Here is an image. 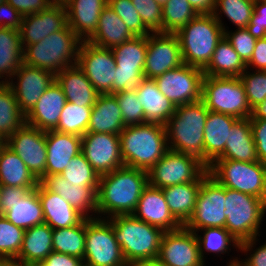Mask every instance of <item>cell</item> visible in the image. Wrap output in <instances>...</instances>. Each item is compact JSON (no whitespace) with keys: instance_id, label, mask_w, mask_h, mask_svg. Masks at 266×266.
Instances as JSON below:
<instances>
[{"instance_id":"1","label":"cell","mask_w":266,"mask_h":266,"mask_svg":"<svg viewBox=\"0 0 266 266\" xmlns=\"http://www.w3.org/2000/svg\"><path fill=\"white\" fill-rule=\"evenodd\" d=\"M148 184V171L128 166L101 175L97 190L98 218L133 214Z\"/></svg>"},{"instance_id":"2","label":"cell","mask_w":266,"mask_h":266,"mask_svg":"<svg viewBox=\"0 0 266 266\" xmlns=\"http://www.w3.org/2000/svg\"><path fill=\"white\" fill-rule=\"evenodd\" d=\"M119 137L124 166L149 171L169 150L163 124L126 126Z\"/></svg>"},{"instance_id":"3","label":"cell","mask_w":266,"mask_h":266,"mask_svg":"<svg viewBox=\"0 0 266 266\" xmlns=\"http://www.w3.org/2000/svg\"><path fill=\"white\" fill-rule=\"evenodd\" d=\"M209 110L202 100L176 106L165 124L169 150L193 155L204 162V128Z\"/></svg>"},{"instance_id":"4","label":"cell","mask_w":266,"mask_h":266,"mask_svg":"<svg viewBox=\"0 0 266 266\" xmlns=\"http://www.w3.org/2000/svg\"><path fill=\"white\" fill-rule=\"evenodd\" d=\"M108 220L127 263L157 259L164 234L162 229L139 220L133 214L116 215Z\"/></svg>"},{"instance_id":"5","label":"cell","mask_w":266,"mask_h":266,"mask_svg":"<svg viewBox=\"0 0 266 266\" xmlns=\"http://www.w3.org/2000/svg\"><path fill=\"white\" fill-rule=\"evenodd\" d=\"M81 43L82 40L67 25L63 30L50 34L40 42L27 45L23 50V63L56 75L78 63Z\"/></svg>"},{"instance_id":"6","label":"cell","mask_w":266,"mask_h":266,"mask_svg":"<svg viewBox=\"0 0 266 266\" xmlns=\"http://www.w3.org/2000/svg\"><path fill=\"white\" fill-rule=\"evenodd\" d=\"M183 63L204 69L210 62L224 30L212 13H199L176 33Z\"/></svg>"},{"instance_id":"7","label":"cell","mask_w":266,"mask_h":266,"mask_svg":"<svg viewBox=\"0 0 266 266\" xmlns=\"http://www.w3.org/2000/svg\"><path fill=\"white\" fill-rule=\"evenodd\" d=\"M225 196V229L239 242L262 235L259 230L265 220L266 202L226 187Z\"/></svg>"},{"instance_id":"8","label":"cell","mask_w":266,"mask_h":266,"mask_svg":"<svg viewBox=\"0 0 266 266\" xmlns=\"http://www.w3.org/2000/svg\"><path fill=\"white\" fill-rule=\"evenodd\" d=\"M208 172L220 185L263 199L266 202V165L261 162H241L216 159Z\"/></svg>"},{"instance_id":"9","label":"cell","mask_w":266,"mask_h":266,"mask_svg":"<svg viewBox=\"0 0 266 266\" xmlns=\"http://www.w3.org/2000/svg\"><path fill=\"white\" fill-rule=\"evenodd\" d=\"M201 100L212 112L228 114L238 119L251 116L252 110L240 77L204 76Z\"/></svg>"},{"instance_id":"10","label":"cell","mask_w":266,"mask_h":266,"mask_svg":"<svg viewBox=\"0 0 266 266\" xmlns=\"http://www.w3.org/2000/svg\"><path fill=\"white\" fill-rule=\"evenodd\" d=\"M208 173V166L199 158L168 150L148 171V181L150 186L163 189L177 184L202 182Z\"/></svg>"},{"instance_id":"11","label":"cell","mask_w":266,"mask_h":266,"mask_svg":"<svg viewBox=\"0 0 266 266\" xmlns=\"http://www.w3.org/2000/svg\"><path fill=\"white\" fill-rule=\"evenodd\" d=\"M83 262L88 266H124L127 264L108 219L86 218Z\"/></svg>"},{"instance_id":"12","label":"cell","mask_w":266,"mask_h":266,"mask_svg":"<svg viewBox=\"0 0 266 266\" xmlns=\"http://www.w3.org/2000/svg\"><path fill=\"white\" fill-rule=\"evenodd\" d=\"M116 61L112 94L123 90H136L144 77L147 54V36H134L112 49Z\"/></svg>"},{"instance_id":"13","label":"cell","mask_w":266,"mask_h":266,"mask_svg":"<svg viewBox=\"0 0 266 266\" xmlns=\"http://www.w3.org/2000/svg\"><path fill=\"white\" fill-rule=\"evenodd\" d=\"M225 187L209 173L202 179L192 216L184 225L196 232L206 227L225 228Z\"/></svg>"},{"instance_id":"14","label":"cell","mask_w":266,"mask_h":266,"mask_svg":"<svg viewBox=\"0 0 266 266\" xmlns=\"http://www.w3.org/2000/svg\"><path fill=\"white\" fill-rule=\"evenodd\" d=\"M202 69L187 64L155 77L159 91L174 105H185L201 100Z\"/></svg>"},{"instance_id":"15","label":"cell","mask_w":266,"mask_h":266,"mask_svg":"<svg viewBox=\"0 0 266 266\" xmlns=\"http://www.w3.org/2000/svg\"><path fill=\"white\" fill-rule=\"evenodd\" d=\"M77 65L83 70L97 93L112 94V84L116 74V61L112 49L95 46L82 41Z\"/></svg>"},{"instance_id":"16","label":"cell","mask_w":266,"mask_h":266,"mask_svg":"<svg viewBox=\"0 0 266 266\" xmlns=\"http://www.w3.org/2000/svg\"><path fill=\"white\" fill-rule=\"evenodd\" d=\"M6 146L22 159L38 181L46 175L45 131L25 123L6 139Z\"/></svg>"},{"instance_id":"17","label":"cell","mask_w":266,"mask_h":266,"mask_svg":"<svg viewBox=\"0 0 266 266\" xmlns=\"http://www.w3.org/2000/svg\"><path fill=\"white\" fill-rule=\"evenodd\" d=\"M183 63L180 43L175 33H150L147 36V54L144 77L154 79Z\"/></svg>"},{"instance_id":"18","label":"cell","mask_w":266,"mask_h":266,"mask_svg":"<svg viewBox=\"0 0 266 266\" xmlns=\"http://www.w3.org/2000/svg\"><path fill=\"white\" fill-rule=\"evenodd\" d=\"M157 260L167 266H206L194 231L184 226L164 232Z\"/></svg>"},{"instance_id":"19","label":"cell","mask_w":266,"mask_h":266,"mask_svg":"<svg viewBox=\"0 0 266 266\" xmlns=\"http://www.w3.org/2000/svg\"><path fill=\"white\" fill-rule=\"evenodd\" d=\"M81 152L99 176L124 166L120 137L113 133L84 134Z\"/></svg>"},{"instance_id":"20","label":"cell","mask_w":266,"mask_h":266,"mask_svg":"<svg viewBox=\"0 0 266 266\" xmlns=\"http://www.w3.org/2000/svg\"><path fill=\"white\" fill-rule=\"evenodd\" d=\"M54 81L55 74L52 72L23 63L8 84L14 92L19 109L26 115Z\"/></svg>"},{"instance_id":"21","label":"cell","mask_w":266,"mask_h":266,"mask_svg":"<svg viewBox=\"0 0 266 266\" xmlns=\"http://www.w3.org/2000/svg\"><path fill=\"white\" fill-rule=\"evenodd\" d=\"M67 25V10L62 6L49 5L45 10L24 16L19 28L23 49L63 30Z\"/></svg>"},{"instance_id":"22","label":"cell","mask_w":266,"mask_h":266,"mask_svg":"<svg viewBox=\"0 0 266 266\" xmlns=\"http://www.w3.org/2000/svg\"><path fill=\"white\" fill-rule=\"evenodd\" d=\"M39 183L46 190L59 194L64 200L69 202L73 208L79 211L85 218L98 217V186H78V184L67 182L61 175L58 174L45 175L39 181Z\"/></svg>"},{"instance_id":"23","label":"cell","mask_w":266,"mask_h":266,"mask_svg":"<svg viewBox=\"0 0 266 266\" xmlns=\"http://www.w3.org/2000/svg\"><path fill=\"white\" fill-rule=\"evenodd\" d=\"M133 215L164 232L174 231L182 227L170 212L163 190L149 184L143 190Z\"/></svg>"},{"instance_id":"24","label":"cell","mask_w":266,"mask_h":266,"mask_svg":"<svg viewBox=\"0 0 266 266\" xmlns=\"http://www.w3.org/2000/svg\"><path fill=\"white\" fill-rule=\"evenodd\" d=\"M66 102V96L55 80L26 114V124L45 132L55 130Z\"/></svg>"},{"instance_id":"25","label":"cell","mask_w":266,"mask_h":266,"mask_svg":"<svg viewBox=\"0 0 266 266\" xmlns=\"http://www.w3.org/2000/svg\"><path fill=\"white\" fill-rule=\"evenodd\" d=\"M81 140L78 135L46 131V175H61L71 159L81 152Z\"/></svg>"},{"instance_id":"26","label":"cell","mask_w":266,"mask_h":266,"mask_svg":"<svg viewBox=\"0 0 266 266\" xmlns=\"http://www.w3.org/2000/svg\"><path fill=\"white\" fill-rule=\"evenodd\" d=\"M108 0H72L67 6L68 26L82 40L88 41L96 32L101 11Z\"/></svg>"},{"instance_id":"27","label":"cell","mask_w":266,"mask_h":266,"mask_svg":"<svg viewBox=\"0 0 266 266\" xmlns=\"http://www.w3.org/2000/svg\"><path fill=\"white\" fill-rule=\"evenodd\" d=\"M38 196L44 214V223L52 229L78 225L85 217L59 194L46 190L38 183Z\"/></svg>"},{"instance_id":"28","label":"cell","mask_w":266,"mask_h":266,"mask_svg":"<svg viewBox=\"0 0 266 266\" xmlns=\"http://www.w3.org/2000/svg\"><path fill=\"white\" fill-rule=\"evenodd\" d=\"M55 80L62 88L68 102L79 106L95 104L99 94L77 64L58 72Z\"/></svg>"},{"instance_id":"29","label":"cell","mask_w":266,"mask_h":266,"mask_svg":"<svg viewBox=\"0 0 266 266\" xmlns=\"http://www.w3.org/2000/svg\"><path fill=\"white\" fill-rule=\"evenodd\" d=\"M238 118L217 112H208L204 128V163L210 166L225 150L229 132Z\"/></svg>"},{"instance_id":"30","label":"cell","mask_w":266,"mask_h":266,"mask_svg":"<svg viewBox=\"0 0 266 266\" xmlns=\"http://www.w3.org/2000/svg\"><path fill=\"white\" fill-rule=\"evenodd\" d=\"M125 127L116 97L113 94L98 95L92 107L87 133L119 135Z\"/></svg>"},{"instance_id":"31","label":"cell","mask_w":266,"mask_h":266,"mask_svg":"<svg viewBox=\"0 0 266 266\" xmlns=\"http://www.w3.org/2000/svg\"><path fill=\"white\" fill-rule=\"evenodd\" d=\"M136 94L143 106L146 122L165 125L174 115L176 105L159 91L153 79L144 78L140 87L136 89Z\"/></svg>"},{"instance_id":"32","label":"cell","mask_w":266,"mask_h":266,"mask_svg":"<svg viewBox=\"0 0 266 266\" xmlns=\"http://www.w3.org/2000/svg\"><path fill=\"white\" fill-rule=\"evenodd\" d=\"M217 159L259 161L249 118L238 119L231 127L224 152Z\"/></svg>"},{"instance_id":"33","label":"cell","mask_w":266,"mask_h":266,"mask_svg":"<svg viewBox=\"0 0 266 266\" xmlns=\"http://www.w3.org/2000/svg\"><path fill=\"white\" fill-rule=\"evenodd\" d=\"M53 229L46 223L25 230L22 247L15 262L39 264L53 252Z\"/></svg>"},{"instance_id":"34","label":"cell","mask_w":266,"mask_h":266,"mask_svg":"<svg viewBox=\"0 0 266 266\" xmlns=\"http://www.w3.org/2000/svg\"><path fill=\"white\" fill-rule=\"evenodd\" d=\"M122 19L107 5L100 14L98 26L89 43L106 49H113L133 38Z\"/></svg>"},{"instance_id":"35","label":"cell","mask_w":266,"mask_h":266,"mask_svg":"<svg viewBox=\"0 0 266 266\" xmlns=\"http://www.w3.org/2000/svg\"><path fill=\"white\" fill-rule=\"evenodd\" d=\"M0 212L12 224L24 230L43 224L44 214L38 196V185L21 200L12 205H6Z\"/></svg>"},{"instance_id":"36","label":"cell","mask_w":266,"mask_h":266,"mask_svg":"<svg viewBox=\"0 0 266 266\" xmlns=\"http://www.w3.org/2000/svg\"><path fill=\"white\" fill-rule=\"evenodd\" d=\"M201 184L202 182H190L162 189L170 212L182 226L193 214Z\"/></svg>"},{"instance_id":"37","label":"cell","mask_w":266,"mask_h":266,"mask_svg":"<svg viewBox=\"0 0 266 266\" xmlns=\"http://www.w3.org/2000/svg\"><path fill=\"white\" fill-rule=\"evenodd\" d=\"M23 50L19 30L0 27V83H8L23 64Z\"/></svg>"},{"instance_id":"38","label":"cell","mask_w":266,"mask_h":266,"mask_svg":"<svg viewBox=\"0 0 266 266\" xmlns=\"http://www.w3.org/2000/svg\"><path fill=\"white\" fill-rule=\"evenodd\" d=\"M246 69L247 65L224 36L218 42L211 60L203 72L204 76L240 77Z\"/></svg>"},{"instance_id":"39","label":"cell","mask_w":266,"mask_h":266,"mask_svg":"<svg viewBox=\"0 0 266 266\" xmlns=\"http://www.w3.org/2000/svg\"><path fill=\"white\" fill-rule=\"evenodd\" d=\"M39 181L22 159L6 145L0 147V185L37 187Z\"/></svg>"},{"instance_id":"40","label":"cell","mask_w":266,"mask_h":266,"mask_svg":"<svg viewBox=\"0 0 266 266\" xmlns=\"http://www.w3.org/2000/svg\"><path fill=\"white\" fill-rule=\"evenodd\" d=\"M199 232H202L201 234L203 236L198 234ZM195 235L198 240L199 254L204 263L206 262V260H204L206 259V252L222 257L224 254H229L232 246L236 251L240 249V242L225 228L206 227L197 230Z\"/></svg>"},{"instance_id":"41","label":"cell","mask_w":266,"mask_h":266,"mask_svg":"<svg viewBox=\"0 0 266 266\" xmlns=\"http://www.w3.org/2000/svg\"><path fill=\"white\" fill-rule=\"evenodd\" d=\"M26 123V115L8 83H0V133L7 139Z\"/></svg>"},{"instance_id":"42","label":"cell","mask_w":266,"mask_h":266,"mask_svg":"<svg viewBox=\"0 0 266 266\" xmlns=\"http://www.w3.org/2000/svg\"><path fill=\"white\" fill-rule=\"evenodd\" d=\"M52 237L54 252L83 259L86 244V218L76 226L53 229Z\"/></svg>"},{"instance_id":"43","label":"cell","mask_w":266,"mask_h":266,"mask_svg":"<svg viewBox=\"0 0 266 266\" xmlns=\"http://www.w3.org/2000/svg\"><path fill=\"white\" fill-rule=\"evenodd\" d=\"M254 12V1L251 0H215L212 14L221 27L226 29L222 23V15L236 26L237 29L246 28ZM225 25V26H224Z\"/></svg>"},{"instance_id":"44","label":"cell","mask_w":266,"mask_h":266,"mask_svg":"<svg viewBox=\"0 0 266 266\" xmlns=\"http://www.w3.org/2000/svg\"><path fill=\"white\" fill-rule=\"evenodd\" d=\"M92 107L79 106L67 101L61 112L55 131L82 137L87 133Z\"/></svg>"},{"instance_id":"45","label":"cell","mask_w":266,"mask_h":266,"mask_svg":"<svg viewBox=\"0 0 266 266\" xmlns=\"http://www.w3.org/2000/svg\"><path fill=\"white\" fill-rule=\"evenodd\" d=\"M198 14L188 0H168L162 6L163 33H176Z\"/></svg>"},{"instance_id":"46","label":"cell","mask_w":266,"mask_h":266,"mask_svg":"<svg viewBox=\"0 0 266 266\" xmlns=\"http://www.w3.org/2000/svg\"><path fill=\"white\" fill-rule=\"evenodd\" d=\"M25 230L0 215V261H15L22 247Z\"/></svg>"},{"instance_id":"47","label":"cell","mask_w":266,"mask_h":266,"mask_svg":"<svg viewBox=\"0 0 266 266\" xmlns=\"http://www.w3.org/2000/svg\"><path fill=\"white\" fill-rule=\"evenodd\" d=\"M61 176L67 182L78 186H98L100 177L82 152L71 159Z\"/></svg>"},{"instance_id":"48","label":"cell","mask_w":266,"mask_h":266,"mask_svg":"<svg viewBox=\"0 0 266 266\" xmlns=\"http://www.w3.org/2000/svg\"><path fill=\"white\" fill-rule=\"evenodd\" d=\"M113 95L118 102L125 126L146 123L143 106L138 101L136 90H123Z\"/></svg>"},{"instance_id":"49","label":"cell","mask_w":266,"mask_h":266,"mask_svg":"<svg viewBox=\"0 0 266 266\" xmlns=\"http://www.w3.org/2000/svg\"><path fill=\"white\" fill-rule=\"evenodd\" d=\"M108 5L134 36H148L151 33L142 22L131 0H108Z\"/></svg>"},{"instance_id":"50","label":"cell","mask_w":266,"mask_h":266,"mask_svg":"<svg viewBox=\"0 0 266 266\" xmlns=\"http://www.w3.org/2000/svg\"><path fill=\"white\" fill-rule=\"evenodd\" d=\"M240 80L245 87L247 100L252 110L266 99V71H254L247 68L240 75Z\"/></svg>"},{"instance_id":"51","label":"cell","mask_w":266,"mask_h":266,"mask_svg":"<svg viewBox=\"0 0 266 266\" xmlns=\"http://www.w3.org/2000/svg\"><path fill=\"white\" fill-rule=\"evenodd\" d=\"M142 22L151 33H163L162 7L154 0H131Z\"/></svg>"},{"instance_id":"52","label":"cell","mask_w":266,"mask_h":266,"mask_svg":"<svg viewBox=\"0 0 266 266\" xmlns=\"http://www.w3.org/2000/svg\"><path fill=\"white\" fill-rule=\"evenodd\" d=\"M224 36L243 62L247 64L252 57L257 39L246 28L236 29L234 32L224 29Z\"/></svg>"},{"instance_id":"53","label":"cell","mask_w":266,"mask_h":266,"mask_svg":"<svg viewBox=\"0 0 266 266\" xmlns=\"http://www.w3.org/2000/svg\"><path fill=\"white\" fill-rule=\"evenodd\" d=\"M257 241H259L258 237L240 242L239 251L247 256L245 259L239 258L238 263L241 266H266V241L263 245L256 247Z\"/></svg>"},{"instance_id":"54","label":"cell","mask_w":266,"mask_h":266,"mask_svg":"<svg viewBox=\"0 0 266 266\" xmlns=\"http://www.w3.org/2000/svg\"><path fill=\"white\" fill-rule=\"evenodd\" d=\"M246 29L255 39L266 38V0L254 2V12Z\"/></svg>"},{"instance_id":"55","label":"cell","mask_w":266,"mask_h":266,"mask_svg":"<svg viewBox=\"0 0 266 266\" xmlns=\"http://www.w3.org/2000/svg\"><path fill=\"white\" fill-rule=\"evenodd\" d=\"M259 162L266 165V119H250Z\"/></svg>"},{"instance_id":"56","label":"cell","mask_w":266,"mask_h":266,"mask_svg":"<svg viewBox=\"0 0 266 266\" xmlns=\"http://www.w3.org/2000/svg\"><path fill=\"white\" fill-rule=\"evenodd\" d=\"M23 17L45 10L49 5V0H6Z\"/></svg>"},{"instance_id":"57","label":"cell","mask_w":266,"mask_h":266,"mask_svg":"<svg viewBox=\"0 0 266 266\" xmlns=\"http://www.w3.org/2000/svg\"><path fill=\"white\" fill-rule=\"evenodd\" d=\"M36 187H11L0 185V211L6 205H12L21 200L30 190Z\"/></svg>"},{"instance_id":"58","label":"cell","mask_w":266,"mask_h":266,"mask_svg":"<svg viewBox=\"0 0 266 266\" xmlns=\"http://www.w3.org/2000/svg\"><path fill=\"white\" fill-rule=\"evenodd\" d=\"M22 18L23 16L9 3L4 2L0 4V27L19 30Z\"/></svg>"},{"instance_id":"59","label":"cell","mask_w":266,"mask_h":266,"mask_svg":"<svg viewBox=\"0 0 266 266\" xmlns=\"http://www.w3.org/2000/svg\"><path fill=\"white\" fill-rule=\"evenodd\" d=\"M83 264V259L79 257L54 251L39 263L40 266H82Z\"/></svg>"},{"instance_id":"60","label":"cell","mask_w":266,"mask_h":266,"mask_svg":"<svg viewBox=\"0 0 266 266\" xmlns=\"http://www.w3.org/2000/svg\"><path fill=\"white\" fill-rule=\"evenodd\" d=\"M248 69L266 71V38L257 39Z\"/></svg>"},{"instance_id":"61","label":"cell","mask_w":266,"mask_h":266,"mask_svg":"<svg viewBox=\"0 0 266 266\" xmlns=\"http://www.w3.org/2000/svg\"><path fill=\"white\" fill-rule=\"evenodd\" d=\"M190 5L198 13H212L215 6V0H188Z\"/></svg>"},{"instance_id":"62","label":"cell","mask_w":266,"mask_h":266,"mask_svg":"<svg viewBox=\"0 0 266 266\" xmlns=\"http://www.w3.org/2000/svg\"><path fill=\"white\" fill-rule=\"evenodd\" d=\"M249 119H266V99L252 109Z\"/></svg>"},{"instance_id":"63","label":"cell","mask_w":266,"mask_h":266,"mask_svg":"<svg viewBox=\"0 0 266 266\" xmlns=\"http://www.w3.org/2000/svg\"><path fill=\"white\" fill-rule=\"evenodd\" d=\"M133 266H167L156 260L139 261L133 263Z\"/></svg>"},{"instance_id":"64","label":"cell","mask_w":266,"mask_h":266,"mask_svg":"<svg viewBox=\"0 0 266 266\" xmlns=\"http://www.w3.org/2000/svg\"><path fill=\"white\" fill-rule=\"evenodd\" d=\"M72 0H49L50 5L66 7Z\"/></svg>"},{"instance_id":"65","label":"cell","mask_w":266,"mask_h":266,"mask_svg":"<svg viewBox=\"0 0 266 266\" xmlns=\"http://www.w3.org/2000/svg\"><path fill=\"white\" fill-rule=\"evenodd\" d=\"M0 266H21V263L15 261H0Z\"/></svg>"},{"instance_id":"66","label":"cell","mask_w":266,"mask_h":266,"mask_svg":"<svg viewBox=\"0 0 266 266\" xmlns=\"http://www.w3.org/2000/svg\"><path fill=\"white\" fill-rule=\"evenodd\" d=\"M231 259H232V260H231ZM231 259H230L229 262L226 264V266H241V265L238 263V261H239L238 257H236V258L232 257Z\"/></svg>"},{"instance_id":"67","label":"cell","mask_w":266,"mask_h":266,"mask_svg":"<svg viewBox=\"0 0 266 266\" xmlns=\"http://www.w3.org/2000/svg\"><path fill=\"white\" fill-rule=\"evenodd\" d=\"M6 145V139L0 133V147Z\"/></svg>"},{"instance_id":"68","label":"cell","mask_w":266,"mask_h":266,"mask_svg":"<svg viewBox=\"0 0 266 266\" xmlns=\"http://www.w3.org/2000/svg\"><path fill=\"white\" fill-rule=\"evenodd\" d=\"M154 1L162 7L168 0H154Z\"/></svg>"},{"instance_id":"69","label":"cell","mask_w":266,"mask_h":266,"mask_svg":"<svg viewBox=\"0 0 266 266\" xmlns=\"http://www.w3.org/2000/svg\"><path fill=\"white\" fill-rule=\"evenodd\" d=\"M21 266H40L39 264H24L21 263Z\"/></svg>"},{"instance_id":"70","label":"cell","mask_w":266,"mask_h":266,"mask_svg":"<svg viewBox=\"0 0 266 266\" xmlns=\"http://www.w3.org/2000/svg\"><path fill=\"white\" fill-rule=\"evenodd\" d=\"M4 2H6V0H0V4H2V3H4Z\"/></svg>"},{"instance_id":"71","label":"cell","mask_w":266,"mask_h":266,"mask_svg":"<svg viewBox=\"0 0 266 266\" xmlns=\"http://www.w3.org/2000/svg\"><path fill=\"white\" fill-rule=\"evenodd\" d=\"M124 266H133V264H129V263H127L126 265H124Z\"/></svg>"}]
</instances>
